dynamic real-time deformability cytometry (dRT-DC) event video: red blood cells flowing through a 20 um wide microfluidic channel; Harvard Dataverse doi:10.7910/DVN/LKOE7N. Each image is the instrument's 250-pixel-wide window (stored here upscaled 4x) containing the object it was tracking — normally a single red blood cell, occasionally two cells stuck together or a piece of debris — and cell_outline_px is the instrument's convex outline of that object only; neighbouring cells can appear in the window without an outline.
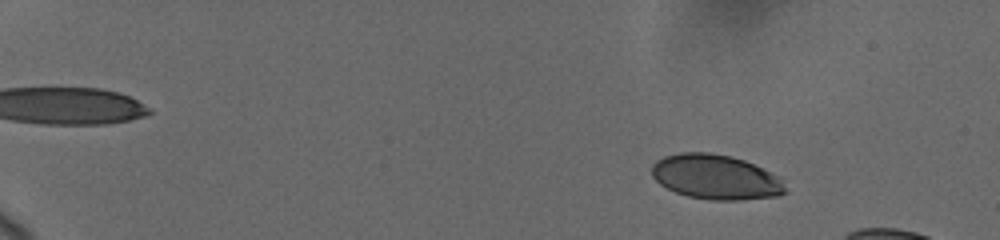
{"species": "human", "species_latin": "Homo sapiens", "temperature_condition": "cold", "stored_images_in_passage": 25, "camera_frame_rate_fps": 3000, "um_per_image_px": 0.085, "donor": {"sex": "female"}, "frame": {"image": 1, "passage_image": 6, "time_ms": 2.333, "image_size_px": [1000, 240], "cell_outline_px": [[788, 192], [780, 196], [740, 200], [712, 200], [688, 196], [676, 192], [660, 184], [652, 176], [652, 164], [656, 160], [664, 156], [680, 152], [708, 152], [732, 156], [744, 160], [780, 176], [784, 180]], "centroid_in_image_um": [60.88, 15.05], "position_along_channel_um": 24.1, "area_um2": 35.2}}
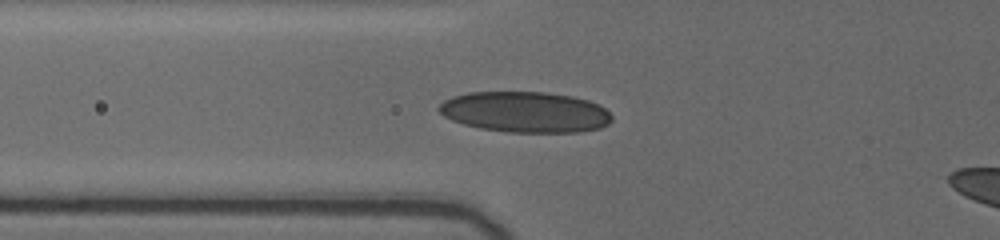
{"frame": {"image": 2, "passage_image": 18, "time_ms": 7.667, "image_size_px": [1000, 240], "cell_outline_px": [[612, 120], [608, 124], [600, 128], [580, 132], [508, 132], [480, 128], [464, 124], [452, 120], [444, 116], [436, 108], [444, 100], [452, 96], [468, 92], [548, 92], [572, 96], [588, 100], [600, 104], [612, 116]], "centroid_in_image_um": [44.65, 9.52], "position_along_channel_um": 81.2, "area_um2": 41.27}}
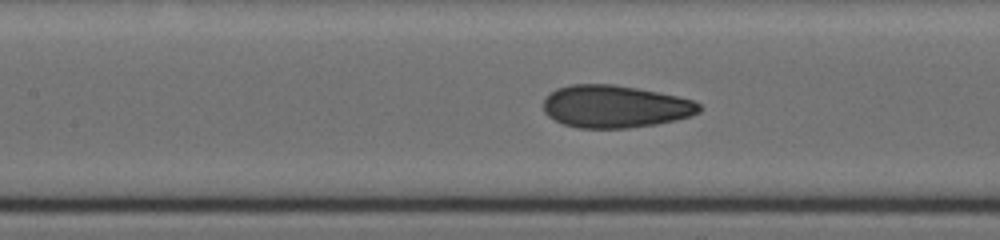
{"frame": {"image": 3, "passage_image": 23, "time_ms": 9.667, "image_size_px": [1000, 240], "cell_outline_px": [[700, 112], [692, 116], [676, 120], [656, 124], [628, 128], [580, 128], [564, 124], [548, 116], [544, 112], [544, 100], [556, 88], [572, 84], [616, 84], [676, 96], [692, 100], [700, 104]], "centroid_in_image_um": [52.28, 9.05], "position_along_channel_um": 155.1, "area_um2": 38.44}}